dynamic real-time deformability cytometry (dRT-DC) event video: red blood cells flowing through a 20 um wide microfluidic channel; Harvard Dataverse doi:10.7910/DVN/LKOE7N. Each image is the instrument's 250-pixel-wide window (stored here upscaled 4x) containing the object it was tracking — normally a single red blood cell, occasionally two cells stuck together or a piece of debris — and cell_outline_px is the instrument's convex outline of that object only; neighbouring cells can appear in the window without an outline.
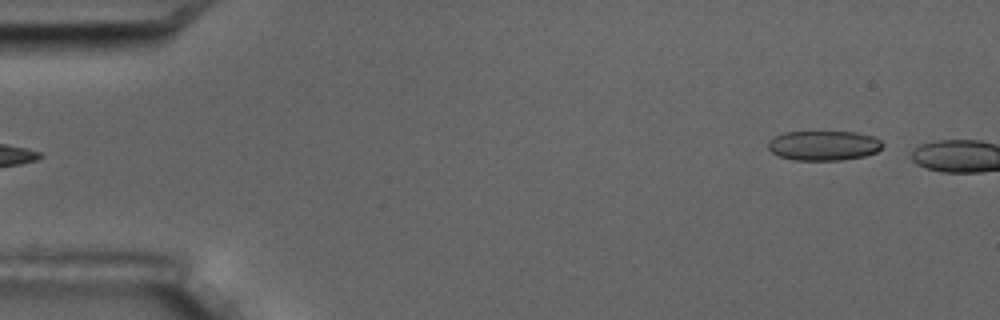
{"species": "common noctule bat (a hibernating species)", "species_latin": "Nyctalus noctula", "temperature_condition": "room temperature", "stored_images_in_passage": 2, "camera_frame_rate_fps": 3000, "um_per_image_px": 0.085, "animal": {"sex": "male", "body_mass_g": 17.5, "forearm_length_mm": 52.3}, "frame": {"image": 1, "passage_image": 1, "time_ms": 0.0, "image_size_px": [1000, 320], "cell_outline_px": [[884, 144], [876, 152], [864, 156], [840, 160], [796, 160], [780, 156], [772, 152], [768, 148], [768, 140], [784, 132], [856, 132], [872, 136], [880, 140]], "centroid_in_image_um": [70.01, 12.37], "position_along_channel_um": 15.0, "area_um2": 19.71}}